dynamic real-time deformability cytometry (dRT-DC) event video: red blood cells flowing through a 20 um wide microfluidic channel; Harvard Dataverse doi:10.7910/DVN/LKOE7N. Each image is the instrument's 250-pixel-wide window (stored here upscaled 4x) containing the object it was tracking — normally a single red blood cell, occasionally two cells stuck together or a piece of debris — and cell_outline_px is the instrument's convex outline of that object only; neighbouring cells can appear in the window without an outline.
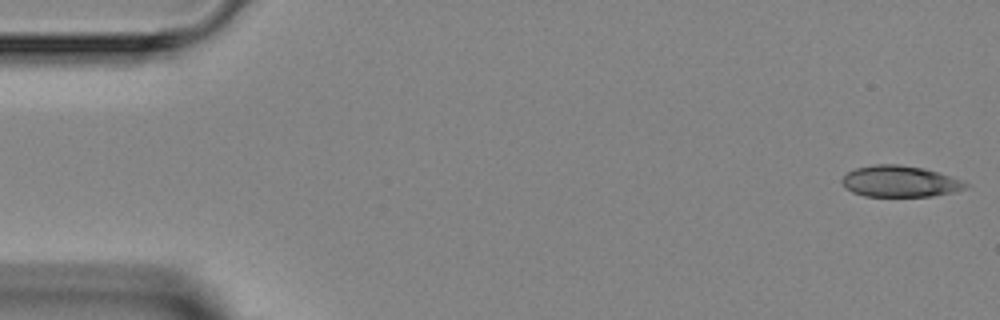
{"species": "Egyptian fruit bat (a non-hibernating species)", "species_latin": "Rousettus aegyptiacus", "temperature_condition": "room temperature", "stored_images_in_passage": 7, "camera_frame_rate_fps": 3000, "um_per_image_px": 0.085, "animal": {"sex": "female"}, "frame": {"image": 1, "passage_image": 1, "time_ms": 0.0, "image_size_px": [1000, 320], "cell_outline_px": [[968, 184], [964, 188], [956, 192], [932, 196], [864, 196], [852, 192], [844, 188], [840, 180], [848, 172], [856, 168], [872, 164], [900, 164], [924, 168], [960, 180]], "centroid_in_image_um": [76.43, 15.42], "position_along_channel_um": 8.6, "area_um2": 22.48}}
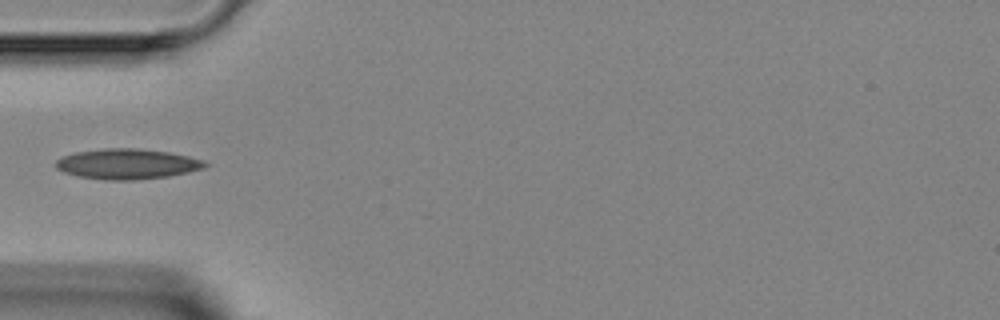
{"frame": {"image": 2, "passage_image": 5, "time_ms": 4.667, "image_size_px": [1000, 320], "cell_outline_px": [[208, 164], [204, 168], [188, 172], [168, 176], [136, 180], [104, 180], [76, 176], [64, 172], [56, 168], [56, 160], [60, 156], [76, 152], [104, 148], [136, 148], [168, 152], [188, 156], [204, 160]], "centroid_in_image_um": [10.78, 13.94], "position_along_channel_um": 74.2, "area_um2": 26.47}}
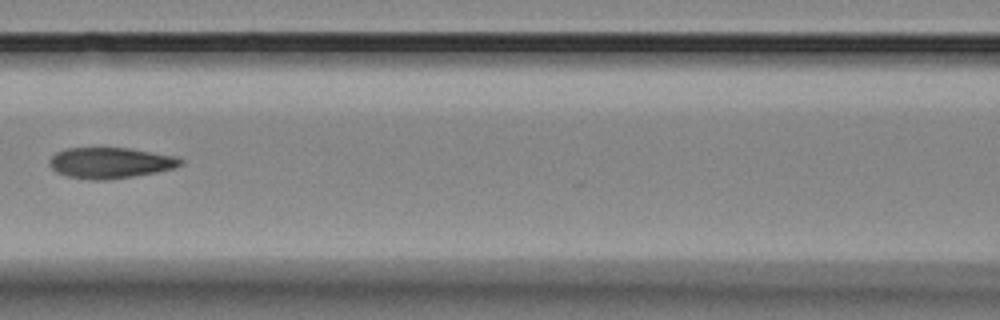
{"frame": {"image": 3, "passage_image": 7, "time_ms": 6.667, "image_size_px": [1000, 320], "cell_outline_px": [[184, 164], [176, 168], [156, 172], [132, 176], [104, 180], [88, 180], [68, 176], [56, 172], [48, 164], [48, 160], [56, 152], [64, 148], [128, 148], [176, 156], [184, 160]], "centroid_in_image_um": [9.38, 13.84], "position_along_channel_um": 157.2, "area_um2": 23.7}}